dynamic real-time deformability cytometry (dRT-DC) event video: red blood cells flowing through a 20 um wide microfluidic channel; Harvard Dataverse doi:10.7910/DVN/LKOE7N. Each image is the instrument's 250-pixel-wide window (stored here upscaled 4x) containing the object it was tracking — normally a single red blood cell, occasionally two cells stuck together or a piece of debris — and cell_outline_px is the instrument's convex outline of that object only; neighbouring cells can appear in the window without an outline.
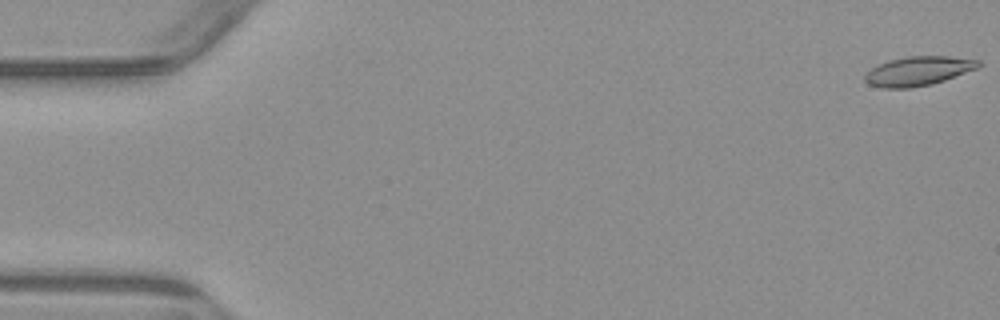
{"species": "common noctule bat (a hibernating species)", "species_latin": "Nyctalus noctula", "temperature_condition": "warm", "stored_images_in_passage": 5, "camera_frame_rate_fps": 3000, "um_per_image_px": 0.085, "animal": {"sex": "male", "body_mass_g": 23.1, "forearm_length_mm": 52.7}, "frame": {"image": 1, "passage_image": 1, "time_ms": 0.0, "image_size_px": [1000, 320], "cell_outline_px": [[980, 64], [976, 68], [944, 80], [932, 84], [912, 88], [884, 88], [868, 84], [864, 80], [864, 76], [872, 68], [888, 60], [908, 56], [948, 56], [980, 60]], "centroid_in_image_um": [78.02, 6.04], "position_along_channel_um": 7.0, "area_um2": 19.13}}
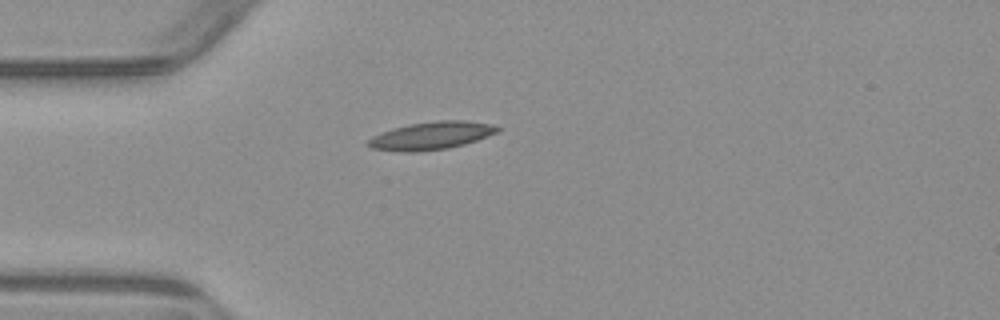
{"frame": {"image": 2, "passage_image": 4, "time_ms": 4.667, "image_size_px": [1000, 320], "cell_outline_px": [[504, 128], [500, 132], [464, 144], [448, 148], [416, 152], [400, 152], [372, 148], [364, 144], [372, 136], [380, 132], [392, 128], [408, 124], [436, 120], [468, 120], [492, 124]], "centroid_in_image_um": [36.67, 11.52], "position_along_channel_um": 48.3, "area_um2": 21.39}}